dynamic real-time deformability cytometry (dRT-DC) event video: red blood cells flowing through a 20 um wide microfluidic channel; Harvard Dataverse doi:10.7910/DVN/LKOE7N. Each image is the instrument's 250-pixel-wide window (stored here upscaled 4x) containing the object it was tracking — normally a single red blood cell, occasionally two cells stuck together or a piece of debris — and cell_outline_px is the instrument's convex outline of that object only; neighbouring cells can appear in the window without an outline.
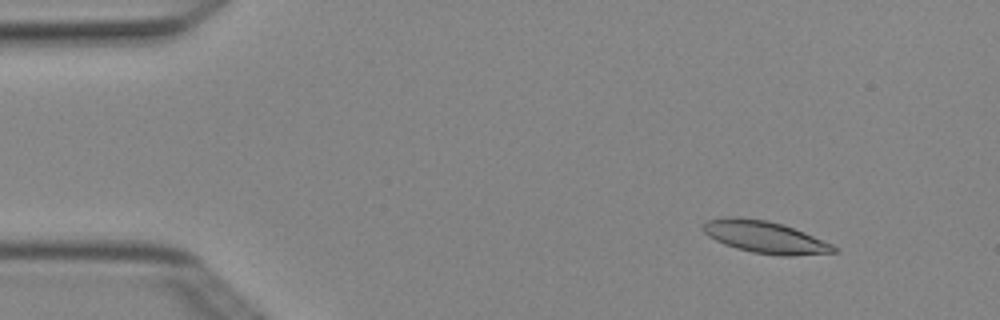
{"species": "Egyptian fruit bat (a non-hibernating species)", "species_latin": "Rousettus aegyptiacus", "temperature_condition": "cold", "stored_images_in_passage": 5, "camera_frame_rate_fps": 3000, "um_per_image_px": 0.085, "animal": {"sex": "female"}, "frame": {"image": 1, "passage_image": 2, "time_ms": 0.333, "image_size_px": [1000, 320], "cell_outline_px": [[840, 248], [836, 252], [792, 256], [780, 256], [752, 252], [736, 248], [724, 244], [708, 236], [700, 228], [708, 220], [724, 216], [736, 216], [768, 220], [784, 224], [804, 232], [832, 244]], "centroid_in_image_um": [65.01, 20.14], "position_along_channel_um": 20.0, "area_um2": 24.68}}
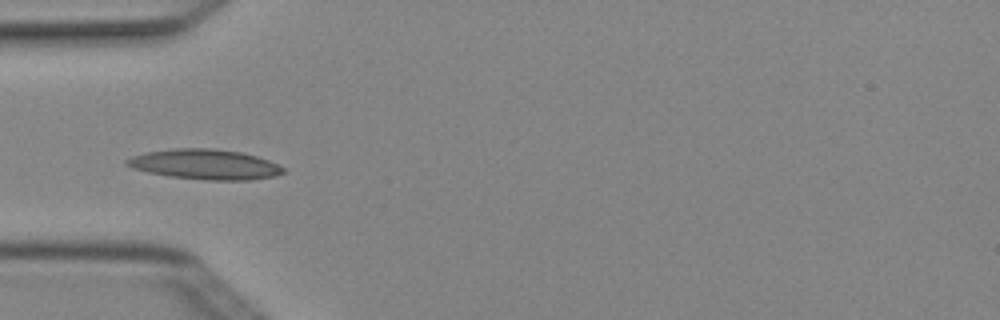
{"frame": {"image": 2, "passage_image": 5, "time_ms": 1.333, "image_size_px": [1000, 320], "cell_outline_px": [[288, 172], [276, 176], [252, 180], [204, 180], [168, 176], [148, 172], [132, 168], [124, 164], [124, 160], [132, 156], [144, 152], [172, 148], [212, 148], [240, 152], [256, 156], [268, 160], [284, 168]], "centroid_in_image_um": [17.41, 13.97], "position_along_channel_um": 67.6, "area_um2": 27.74}}